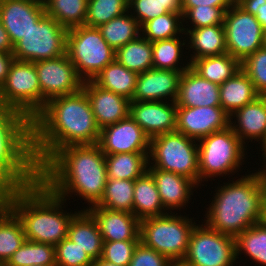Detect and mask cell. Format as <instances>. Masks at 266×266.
Wrapping results in <instances>:
<instances>
[{"label":"cell","instance_id":"cell-1","mask_svg":"<svg viewBox=\"0 0 266 266\" xmlns=\"http://www.w3.org/2000/svg\"><path fill=\"white\" fill-rule=\"evenodd\" d=\"M100 128L83 89L49 100L32 120V149L40 168L58 149L98 144Z\"/></svg>","mask_w":266,"mask_h":266},{"label":"cell","instance_id":"cell-2","mask_svg":"<svg viewBox=\"0 0 266 266\" xmlns=\"http://www.w3.org/2000/svg\"><path fill=\"white\" fill-rule=\"evenodd\" d=\"M39 180L66 201L74 194L96 205L107 181L105 154L98 144L60 148L39 168Z\"/></svg>","mask_w":266,"mask_h":266},{"label":"cell","instance_id":"cell-3","mask_svg":"<svg viewBox=\"0 0 266 266\" xmlns=\"http://www.w3.org/2000/svg\"><path fill=\"white\" fill-rule=\"evenodd\" d=\"M65 202L40 180L8 192L9 209L20 220L26 240L54 246L67 237L70 221L77 213L63 210Z\"/></svg>","mask_w":266,"mask_h":266},{"label":"cell","instance_id":"cell-4","mask_svg":"<svg viewBox=\"0 0 266 266\" xmlns=\"http://www.w3.org/2000/svg\"><path fill=\"white\" fill-rule=\"evenodd\" d=\"M231 181L217 187L210 206L206 208L207 219L202 223L217 232L236 237L262 221L266 192L259 171Z\"/></svg>","mask_w":266,"mask_h":266},{"label":"cell","instance_id":"cell-5","mask_svg":"<svg viewBox=\"0 0 266 266\" xmlns=\"http://www.w3.org/2000/svg\"><path fill=\"white\" fill-rule=\"evenodd\" d=\"M38 180L32 121L0 103V192L21 189Z\"/></svg>","mask_w":266,"mask_h":266},{"label":"cell","instance_id":"cell-6","mask_svg":"<svg viewBox=\"0 0 266 266\" xmlns=\"http://www.w3.org/2000/svg\"><path fill=\"white\" fill-rule=\"evenodd\" d=\"M177 214L172 212L140 220V242L173 263H181L186 256L191 233L197 225L193 218Z\"/></svg>","mask_w":266,"mask_h":266},{"label":"cell","instance_id":"cell-7","mask_svg":"<svg viewBox=\"0 0 266 266\" xmlns=\"http://www.w3.org/2000/svg\"><path fill=\"white\" fill-rule=\"evenodd\" d=\"M199 184L208 178L227 176L237 173L243 159L247 145L229 126L225 130L214 132L198 140Z\"/></svg>","mask_w":266,"mask_h":266},{"label":"cell","instance_id":"cell-8","mask_svg":"<svg viewBox=\"0 0 266 266\" xmlns=\"http://www.w3.org/2000/svg\"><path fill=\"white\" fill-rule=\"evenodd\" d=\"M196 142L176 131L155 136L150 139L148 166L183 175L200 186Z\"/></svg>","mask_w":266,"mask_h":266},{"label":"cell","instance_id":"cell-9","mask_svg":"<svg viewBox=\"0 0 266 266\" xmlns=\"http://www.w3.org/2000/svg\"><path fill=\"white\" fill-rule=\"evenodd\" d=\"M66 54L84 82L93 80L115 59V50L102 37L98 28L85 25L67 31Z\"/></svg>","mask_w":266,"mask_h":266},{"label":"cell","instance_id":"cell-10","mask_svg":"<svg viewBox=\"0 0 266 266\" xmlns=\"http://www.w3.org/2000/svg\"><path fill=\"white\" fill-rule=\"evenodd\" d=\"M0 103L31 121L41 112V88L33 62L14 59L0 88Z\"/></svg>","mask_w":266,"mask_h":266},{"label":"cell","instance_id":"cell-11","mask_svg":"<svg viewBox=\"0 0 266 266\" xmlns=\"http://www.w3.org/2000/svg\"><path fill=\"white\" fill-rule=\"evenodd\" d=\"M67 29L45 14L13 46L16 60L36 62L55 59L66 54Z\"/></svg>","mask_w":266,"mask_h":266},{"label":"cell","instance_id":"cell-12","mask_svg":"<svg viewBox=\"0 0 266 266\" xmlns=\"http://www.w3.org/2000/svg\"><path fill=\"white\" fill-rule=\"evenodd\" d=\"M235 262V237L217 232L204 223L194 227L186 256L181 264L184 266H233Z\"/></svg>","mask_w":266,"mask_h":266},{"label":"cell","instance_id":"cell-13","mask_svg":"<svg viewBox=\"0 0 266 266\" xmlns=\"http://www.w3.org/2000/svg\"><path fill=\"white\" fill-rule=\"evenodd\" d=\"M227 53L240 62L264 46L265 32L256 17L234 3L224 15Z\"/></svg>","mask_w":266,"mask_h":266},{"label":"cell","instance_id":"cell-14","mask_svg":"<svg viewBox=\"0 0 266 266\" xmlns=\"http://www.w3.org/2000/svg\"><path fill=\"white\" fill-rule=\"evenodd\" d=\"M41 88V111L56 97L79 92L84 81L75 70L67 54L55 59L34 62Z\"/></svg>","mask_w":266,"mask_h":266},{"label":"cell","instance_id":"cell-15","mask_svg":"<svg viewBox=\"0 0 266 266\" xmlns=\"http://www.w3.org/2000/svg\"><path fill=\"white\" fill-rule=\"evenodd\" d=\"M230 126V115L221 106L177 107L176 132L200 140Z\"/></svg>","mask_w":266,"mask_h":266},{"label":"cell","instance_id":"cell-16","mask_svg":"<svg viewBox=\"0 0 266 266\" xmlns=\"http://www.w3.org/2000/svg\"><path fill=\"white\" fill-rule=\"evenodd\" d=\"M98 145L105 155L149 152L150 138L130 117L100 130Z\"/></svg>","mask_w":266,"mask_h":266},{"label":"cell","instance_id":"cell-17","mask_svg":"<svg viewBox=\"0 0 266 266\" xmlns=\"http://www.w3.org/2000/svg\"><path fill=\"white\" fill-rule=\"evenodd\" d=\"M129 116L151 139L176 131L177 104L171 101H131Z\"/></svg>","mask_w":266,"mask_h":266},{"label":"cell","instance_id":"cell-18","mask_svg":"<svg viewBox=\"0 0 266 266\" xmlns=\"http://www.w3.org/2000/svg\"><path fill=\"white\" fill-rule=\"evenodd\" d=\"M45 14L40 0H0V20L13 46Z\"/></svg>","mask_w":266,"mask_h":266},{"label":"cell","instance_id":"cell-19","mask_svg":"<svg viewBox=\"0 0 266 266\" xmlns=\"http://www.w3.org/2000/svg\"><path fill=\"white\" fill-rule=\"evenodd\" d=\"M184 71L152 68L138 74L131 101L148 102L168 100L176 102L179 93L180 78Z\"/></svg>","mask_w":266,"mask_h":266},{"label":"cell","instance_id":"cell-20","mask_svg":"<svg viewBox=\"0 0 266 266\" xmlns=\"http://www.w3.org/2000/svg\"><path fill=\"white\" fill-rule=\"evenodd\" d=\"M82 89L90 101L100 130L129 116L131 100L101 88L92 80L85 81Z\"/></svg>","mask_w":266,"mask_h":266},{"label":"cell","instance_id":"cell-21","mask_svg":"<svg viewBox=\"0 0 266 266\" xmlns=\"http://www.w3.org/2000/svg\"><path fill=\"white\" fill-rule=\"evenodd\" d=\"M86 210L96 221L103 241L140 240V220L133 213L100 206Z\"/></svg>","mask_w":266,"mask_h":266},{"label":"cell","instance_id":"cell-22","mask_svg":"<svg viewBox=\"0 0 266 266\" xmlns=\"http://www.w3.org/2000/svg\"><path fill=\"white\" fill-rule=\"evenodd\" d=\"M236 117V118H235ZM236 119L235 122L233 119ZM233 120V121H232ZM237 123V124H236ZM230 127L245 145L249 141H259L261 151L265 152L266 137V99L259 96L249 104L230 115ZM249 140V141H247ZM246 141V142H245Z\"/></svg>","mask_w":266,"mask_h":266},{"label":"cell","instance_id":"cell-23","mask_svg":"<svg viewBox=\"0 0 266 266\" xmlns=\"http://www.w3.org/2000/svg\"><path fill=\"white\" fill-rule=\"evenodd\" d=\"M148 171L156 182L162 205L168 213H172V210H180L190 203L193 190L198 187L193 180L151 166H148Z\"/></svg>","mask_w":266,"mask_h":266},{"label":"cell","instance_id":"cell-24","mask_svg":"<svg viewBox=\"0 0 266 266\" xmlns=\"http://www.w3.org/2000/svg\"><path fill=\"white\" fill-rule=\"evenodd\" d=\"M177 107L221 106L219 85L202 78L191 67L180 78Z\"/></svg>","mask_w":266,"mask_h":266},{"label":"cell","instance_id":"cell-25","mask_svg":"<svg viewBox=\"0 0 266 266\" xmlns=\"http://www.w3.org/2000/svg\"><path fill=\"white\" fill-rule=\"evenodd\" d=\"M67 238L83 249L93 261L101 258L103 239L98 225L86 210L78 211L70 221Z\"/></svg>","mask_w":266,"mask_h":266},{"label":"cell","instance_id":"cell-26","mask_svg":"<svg viewBox=\"0 0 266 266\" xmlns=\"http://www.w3.org/2000/svg\"><path fill=\"white\" fill-rule=\"evenodd\" d=\"M187 35V46L192 49L189 62L209 56H218L227 53L225 29L223 25L184 29ZM190 44V45H189Z\"/></svg>","mask_w":266,"mask_h":266},{"label":"cell","instance_id":"cell-27","mask_svg":"<svg viewBox=\"0 0 266 266\" xmlns=\"http://www.w3.org/2000/svg\"><path fill=\"white\" fill-rule=\"evenodd\" d=\"M167 213L162 205L156 182L147 170L135 180L133 214L142 220L148 217L163 216Z\"/></svg>","mask_w":266,"mask_h":266},{"label":"cell","instance_id":"cell-28","mask_svg":"<svg viewBox=\"0 0 266 266\" xmlns=\"http://www.w3.org/2000/svg\"><path fill=\"white\" fill-rule=\"evenodd\" d=\"M221 107L232 115L260 95L249 77L240 69L232 78L219 86Z\"/></svg>","mask_w":266,"mask_h":266},{"label":"cell","instance_id":"cell-29","mask_svg":"<svg viewBox=\"0 0 266 266\" xmlns=\"http://www.w3.org/2000/svg\"><path fill=\"white\" fill-rule=\"evenodd\" d=\"M137 77L136 72L128 70L114 59L92 81L103 89L132 100Z\"/></svg>","mask_w":266,"mask_h":266},{"label":"cell","instance_id":"cell-30","mask_svg":"<svg viewBox=\"0 0 266 266\" xmlns=\"http://www.w3.org/2000/svg\"><path fill=\"white\" fill-rule=\"evenodd\" d=\"M149 152L105 155L107 179L136 180L148 170Z\"/></svg>","mask_w":266,"mask_h":266},{"label":"cell","instance_id":"cell-31","mask_svg":"<svg viewBox=\"0 0 266 266\" xmlns=\"http://www.w3.org/2000/svg\"><path fill=\"white\" fill-rule=\"evenodd\" d=\"M191 68L202 78L220 86L241 69V62L230 54L225 53L218 56L195 59L191 63Z\"/></svg>","mask_w":266,"mask_h":266},{"label":"cell","instance_id":"cell-32","mask_svg":"<svg viewBox=\"0 0 266 266\" xmlns=\"http://www.w3.org/2000/svg\"><path fill=\"white\" fill-rule=\"evenodd\" d=\"M152 42L142 35L115 51V59L128 70L141 74L153 68Z\"/></svg>","mask_w":266,"mask_h":266},{"label":"cell","instance_id":"cell-33","mask_svg":"<svg viewBox=\"0 0 266 266\" xmlns=\"http://www.w3.org/2000/svg\"><path fill=\"white\" fill-rule=\"evenodd\" d=\"M98 30L115 51L141 35V26L129 11L99 26Z\"/></svg>","mask_w":266,"mask_h":266},{"label":"cell","instance_id":"cell-34","mask_svg":"<svg viewBox=\"0 0 266 266\" xmlns=\"http://www.w3.org/2000/svg\"><path fill=\"white\" fill-rule=\"evenodd\" d=\"M46 14L67 30L85 25L88 0H46Z\"/></svg>","mask_w":266,"mask_h":266},{"label":"cell","instance_id":"cell-35","mask_svg":"<svg viewBox=\"0 0 266 266\" xmlns=\"http://www.w3.org/2000/svg\"><path fill=\"white\" fill-rule=\"evenodd\" d=\"M236 260L243 254L255 263L266 266V225L261 221L235 237Z\"/></svg>","mask_w":266,"mask_h":266},{"label":"cell","instance_id":"cell-36","mask_svg":"<svg viewBox=\"0 0 266 266\" xmlns=\"http://www.w3.org/2000/svg\"><path fill=\"white\" fill-rule=\"evenodd\" d=\"M184 38L183 41L178 36L152 42L153 68L163 70H186L190 68V62L185 63L186 66L181 62L183 66H178L183 59L181 57L184 56L182 51L187 46L186 36Z\"/></svg>","mask_w":266,"mask_h":266},{"label":"cell","instance_id":"cell-37","mask_svg":"<svg viewBox=\"0 0 266 266\" xmlns=\"http://www.w3.org/2000/svg\"><path fill=\"white\" fill-rule=\"evenodd\" d=\"M56 266L55 246L25 240L19 249L1 266Z\"/></svg>","mask_w":266,"mask_h":266},{"label":"cell","instance_id":"cell-38","mask_svg":"<svg viewBox=\"0 0 266 266\" xmlns=\"http://www.w3.org/2000/svg\"><path fill=\"white\" fill-rule=\"evenodd\" d=\"M135 180L107 179L101 200L93 206L133 213Z\"/></svg>","mask_w":266,"mask_h":266},{"label":"cell","instance_id":"cell-39","mask_svg":"<svg viewBox=\"0 0 266 266\" xmlns=\"http://www.w3.org/2000/svg\"><path fill=\"white\" fill-rule=\"evenodd\" d=\"M23 226L17 216L8 209L0 217V266L25 242Z\"/></svg>","mask_w":266,"mask_h":266},{"label":"cell","instance_id":"cell-40","mask_svg":"<svg viewBox=\"0 0 266 266\" xmlns=\"http://www.w3.org/2000/svg\"><path fill=\"white\" fill-rule=\"evenodd\" d=\"M184 26L182 13L168 12L147 21L141 27V35L150 42L182 37L185 35Z\"/></svg>","mask_w":266,"mask_h":266},{"label":"cell","instance_id":"cell-41","mask_svg":"<svg viewBox=\"0 0 266 266\" xmlns=\"http://www.w3.org/2000/svg\"><path fill=\"white\" fill-rule=\"evenodd\" d=\"M126 12L125 0H88L85 26L98 28Z\"/></svg>","mask_w":266,"mask_h":266},{"label":"cell","instance_id":"cell-42","mask_svg":"<svg viewBox=\"0 0 266 266\" xmlns=\"http://www.w3.org/2000/svg\"><path fill=\"white\" fill-rule=\"evenodd\" d=\"M230 7H193V8H182L183 22L188 20L192 27L183 29H197L200 27L223 25L225 12ZM191 20V21H190Z\"/></svg>","mask_w":266,"mask_h":266},{"label":"cell","instance_id":"cell-43","mask_svg":"<svg viewBox=\"0 0 266 266\" xmlns=\"http://www.w3.org/2000/svg\"><path fill=\"white\" fill-rule=\"evenodd\" d=\"M241 70L261 96L266 95V47L263 46L241 62Z\"/></svg>","mask_w":266,"mask_h":266},{"label":"cell","instance_id":"cell-44","mask_svg":"<svg viewBox=\"0 0 266 266\" xmlns=\"http://www.w3.org/2000/svg\"><path fill=\"white\" fill-rule=\"evenodd\" d=\"M56 266H93L94 261L67 237L55 246Z\"/></svg>","mask_w":266,"mask_h":266},{"label":"cell","instance_id":"cell-45","mask_svg":"<svg viewBox=\"0 0 266 266\" xmlns=\"http://www.w3.org/2000/svg\"><path fill=\"white\" fill-rule=\"evenodd\" d=\"M140 240L103 241L101 259L119 266H129Z\"/></svg>","mask_w":266,"mask_h":266},{"label":"cell","instance_id":"cell-46","mask_svg":"<svg viewBox=\"0 0 266 266\" xmlns=\"http://www.w3.org/2000/svg\"><path fill=\"white\" fill-rule=\"evenodd\" d=\"M128 11L141 27L147 21L168 13L158 0H135L128 6Z\"/></svg>","mask_w":266,"mask_h":266},{"label":"cell","instance_id":"cell-47","mask_svg":"<svg viewBox=\"0 0 266 266\" xmlns=\"http://www.w3.org/2000/svg\"><path fill=\"white\" fill-rule=\"evenodd\" d=\"M173 264L167 257L139 242L129 266H172Z\"/></svg>","mask_w":266,"mask_h":266},{"label":"cell","instance_id":"cell-48","mask_svg":"<svg viewBox=\"0 0 266 266\" xmlns=\"http://www.w3.org/2000/svg\"><path fill=\"white\" fill-rule=\"evenodd\" d=\"M235 3L245 12L254 15L266 32V0H235Z\"/></svg>","mask_w":266,"mask_h":266},{"label":"cell","instance_id":"cell-49","mask_svg":"<svg viewBox=\"0 0 266 266\" xmlns=\"http://www.w3.org/2000/svg\"><path fill=\"white\" fill-rule=\"evenodd\" d=\"M235 3V0H181L182 8H193V7H231Z\"/></svg>","mask_w":266,"mask_h":266},{"label":"cell","instance_id":"cell-50","mask_svg":"<svg viewBox=\"0 0 266 266\" xmlns=\"http://www.w3.org/2000/svg\"><path fill=\"white\" fill-rule=\"evenodd\" d=\"M14 59L13 53L0 52V88L6 81L10 66Z\"/></svg>","mask_w":266,"mask_h":266},{"label":"cell","instance_id":"cell-51","mask_svg":"<svg viewBox=\"0 0 266 266\" xmlns=\"http://www.w3.org/2000/svg\"><path fill=\"white\" fill-rule=\"evenodd\" d=\"M0 52L13 53V45L10 42L9 36L0 20Z\"/></svg>","mask_w":266,"mask_h":266},{"label":"cell","instance_id":"cell-52","mask_svg":"<svg viewBox=\"0 0 266 266\" xmlns=\"http://www.w3.org/2000/svg\"><path fill=\"white\" fill-rule=\"evenodd\" d=\"M162 6L172 13H182L181 0H158Z\"/></svg>","mask_w":266,"mask_h":266},{"label":"cell","instance_id":"cell-53","mask_svg":"<svg viewBox=\"0 0 266 266\" xmlns=\"http://www.w3.org/2000/svg\"><path fill=\"white\" fill-rule=\"evenodd\" d=\"M9 209L8 192H0V217Z\"/></svg>","mask_w":266,"mask_h":266},{"label":"cell","instance_id":"cell-54","mask_svg":"<svg viewBox=\"0 0 266 266\" xmlns=\"http://www.w3.org/2000/svg\"><path fill=\"white\" fill-rule=\"evenodd\" d=\"M262 157L264 158L263 159V162H262V166H261V164H260V167H261V169L259 168V170H257V171H259L260 172V175L262 176V180H263V184H264V189H265V192H266V151L265 152H263L262 153Z\"/></svg>","mask_w":266,"mask_h":266},{"label":"cell","instance_id":"cell-55","mask_svg":"<svg viewBox=\"0 0 266 266\" xmlns=\"http://www.w3.org/2000/svg\"><path fill=\"white\" fill-rule=\"evenodd\" d=\"M93 266H119V265H116L114 263H111V262H108V261H105L99 258L98 260L94 261Z\"/></svg>","mask_w":266,"mask_h":266},{"label":"cell","instance_id":"cell-56","mask_svg":"<svg viewBox=\"0 0 266 266\" xmlns=\"http://www.w3.org/2000/svg\"><path fill=\"white\" fill-rule=\"evenodd\" d=\"M262 222L266 225V195L263 202V217Z\"/></svg>","mask_w":266,"mask_h":266},{"label":"cell","instance_id":"cell-57","mask_svg":"<svg viewBox=\"0 0 266 266\" xmlns=\"http://www.w3.org/2000/svg\"><path fill=\"white\" fill-rule=\"evenodd\" d=\"M135 0H125L126 4L129 6L132 2H134Z\"/></svg>","mask_w":266,"mask_h":266},{"label":"cell","instance_id":"cell-58","mask_svg":"<svg viewBox=\"0 0 266 266\" xmlns=\"http://www.w3.org/2000/svg\"><path fill=\"white\" fill-rule=\"evenodd\" d=\"M172 266H184L181 263H174Z\"/></svg>","mask_w":266,"mask_h":266},{"label":"cell","instance_id":"cell-59","mask_svg":"<svg viewBox=\"0 0 266 266\" xmlns=\"http://www.w3.org/2000/svg\"><path fill=\"white\" fill-rule=\"evenodd\" d=\"M264 46L266 47V32H265V36H264Z\"/></svg>","mask_w":266,"mask_h":266},{"label":"cell","instance_id":"cell-60","mask_svg":"<svg viewBox=\"0 0 266 266\" xmlns=\"http://www.w3.org/2000/svg\"><path fill=\"white\" fill-rule=\"evenodd\" d=\"M265 99H266V95H265ZM265 151H266V137H265Z\"/></svg>","mask_w":266,"mask_h":266}]
</instances>
